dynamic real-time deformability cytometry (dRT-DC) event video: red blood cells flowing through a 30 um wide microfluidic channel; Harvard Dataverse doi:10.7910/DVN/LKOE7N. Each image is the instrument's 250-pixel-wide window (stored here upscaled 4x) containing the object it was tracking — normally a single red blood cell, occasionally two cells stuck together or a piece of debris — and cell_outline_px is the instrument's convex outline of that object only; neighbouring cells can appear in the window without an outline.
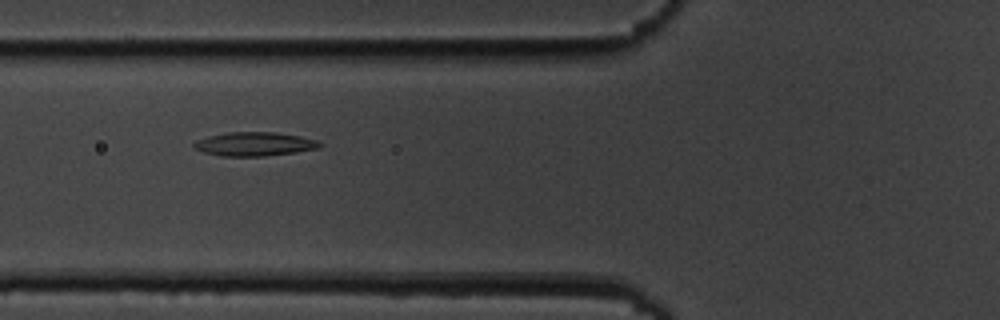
{"species": "common noctule bat (a hibernating species)", "species_latin": "Nyctalus noctula", "temperature_condition": "cold", "stored_images_in_passage": 4, "camera_frame_rate_fps": 3000, "um_per_image_px": 0.085, "animal": {"sex": "male", "body_mass_g": 19.5, "forearm_length_mm": 54.6}, "frame": {"image": 1, "passage_image": 2, "time_ms": 1.333, "image_size_px": [1000, 320], "cell_outline_px": [[324, 144], [320, 148], [296, 152], [264, 156], [224, 156], [204, 152], [196, 148], [192, 144], [196, 140], [208, 136], [228, 132], [276, 132], [300, 136], [316, 140]], "centroid_in_image_um": [21.66, 12.24], "position_along_channel_um": 104.1, "area_um2": 17.46}}
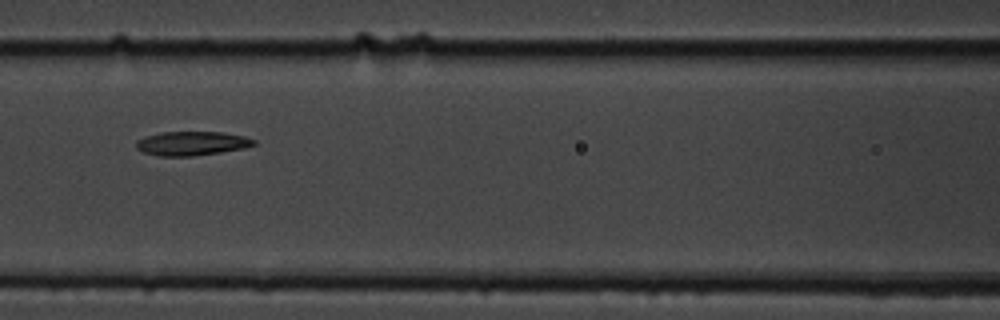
{"frame": {"image": 2, "passage_image": 3, "time_ms": 2.667, "image_size_px": [1000, 320], "cell_outline_px": [[256, 144], [244, 148], [220, 152], [192, 156], [156, 156], [144, 152], [136, 148], [136, 140], [144, 136], [160, 132], [220, 132], [244, 136], [256, 140]], "centroid_in_image_um": [16.27, 12.19], "position_along_channel_um": 150.3, "area_um2": 16.53}}
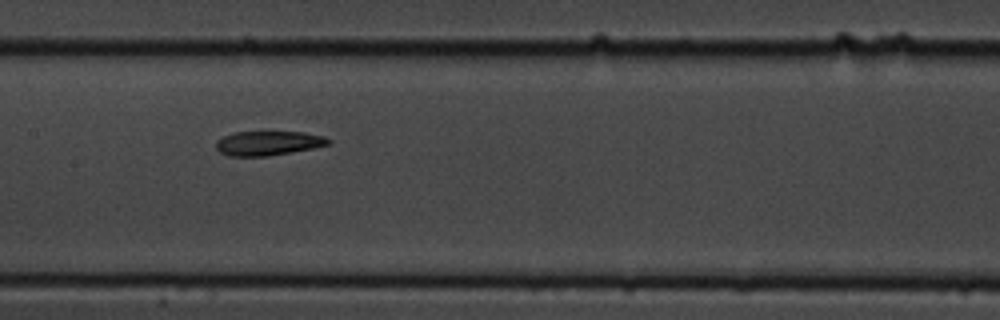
{"frame": {"image": 3, "passage_image": 4, "time_ms": 3.667, "image_size_px": [1000, 320], "cell_outline_px": [[332, 140], [328, 144], [312, 148], [292, 152], [268, 156], [228, 156], [220, 152], [216, 148], [216, 140], [224, 136], [236, 132], [264, 128], [304, 132], [324, 136]], "centroid_in_image_um": [22.79, 12.11], "position_along_channel_um": 184.6, "area_um2": 16.88}}